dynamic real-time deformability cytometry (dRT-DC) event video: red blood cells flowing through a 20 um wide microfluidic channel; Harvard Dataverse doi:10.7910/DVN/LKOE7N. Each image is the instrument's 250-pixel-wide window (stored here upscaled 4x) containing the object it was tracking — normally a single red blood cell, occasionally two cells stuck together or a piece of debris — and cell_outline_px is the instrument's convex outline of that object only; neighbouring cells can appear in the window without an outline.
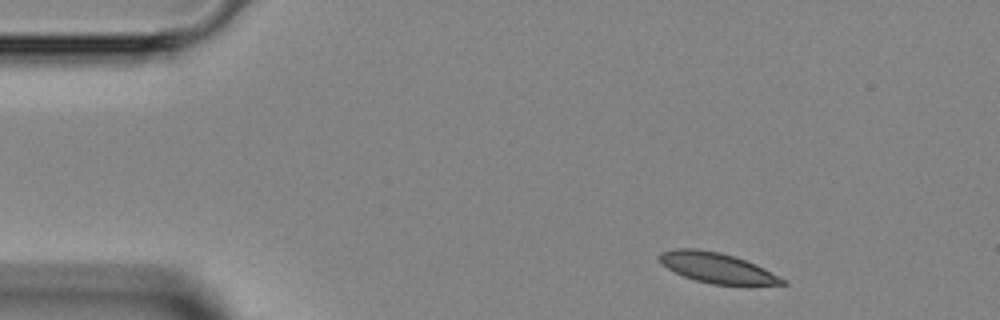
{"species": "Egyptian fruit bat (a non-hibernating species)", "species_latin": "Rousettus aegyptiacus", "temperature_condition": "room temperature", "stored_images_in_passage": 3, "camera_frame_rate_fps": 3000, "um_per_image_px": 0.085, "animal": {"sex": "female"}, "frame": {"image": 1, "passage_image": 1, "time_ms": 0.0, "image_size_px": [1000, 320], "cell_outline_px": [[788, 284], [748, 288], [744, 288], [712, 284], [696, 280], [684, 276], [668, 268], [656, 256], [660, 252], [676, 248], [696, 248], [720, 252], [756, 264], [788, 280]], "centroid_in_image_um": [61.08, 22.82], "position_along_channel_um": 23.9, "area_um2": 22.54}}